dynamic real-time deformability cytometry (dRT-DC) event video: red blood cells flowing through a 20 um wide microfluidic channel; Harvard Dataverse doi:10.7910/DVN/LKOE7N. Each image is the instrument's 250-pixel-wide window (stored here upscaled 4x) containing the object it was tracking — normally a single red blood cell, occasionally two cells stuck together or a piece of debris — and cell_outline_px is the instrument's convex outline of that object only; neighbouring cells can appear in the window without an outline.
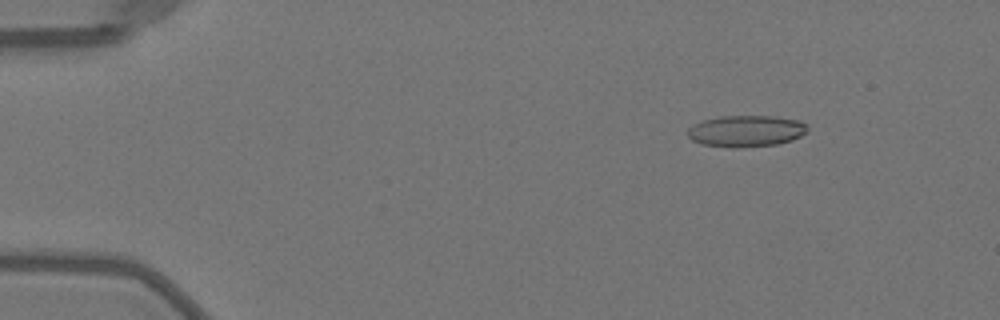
{"species": "Egyptian fruit bat (a non-hibernating species)", "species_latin": "Rousettus aegyptiacus", "temperature_condition": "warm", "stored_images_in_passage": 51, "camera_frame_rate_fps": 3000, "um_per_image_px": 0.085, "animal": {"sex": "female"}, "frame": {"image": 1, "passage_image": 7, "time_ms": 2.0, "image_size_px": [1000, 320], "cell_outline_px": [[808, 132], [792, 140], [776, 144], [740, 148], [732, 148], [700, 144], [692, 140], [688, 136], [688, 128], [692, 124], [704, 120], [720, 116], [772, 116], [800, 120], [808, 124]], "centroid_in_image_um": [63.43, 11.14], "position_along_channel_um": 21.6, "area_um2": 22.25}}
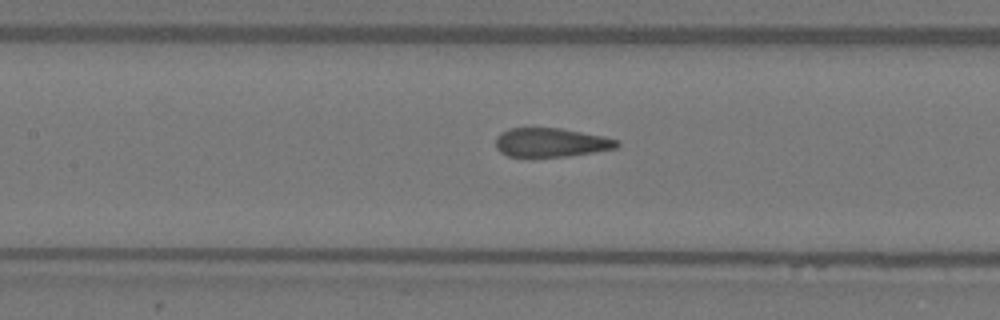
{"frame": {"image": 2, "passage_image": 24, "time_ms": 7.667, "image_size_px": [1000, 320], "cell_outline_px": [[620, 144], [616, 148], [568, 156], [532, 160], [508, 156], [500, 152], [496, 148], [496, 136], [500, 132], [508, 128], [560, 128], [604, 136], [620, 140]], "centroid_in_image_um": [46.77, 12.15], "position_along_channel_um": 160.6, "area_um2": 21.27}}
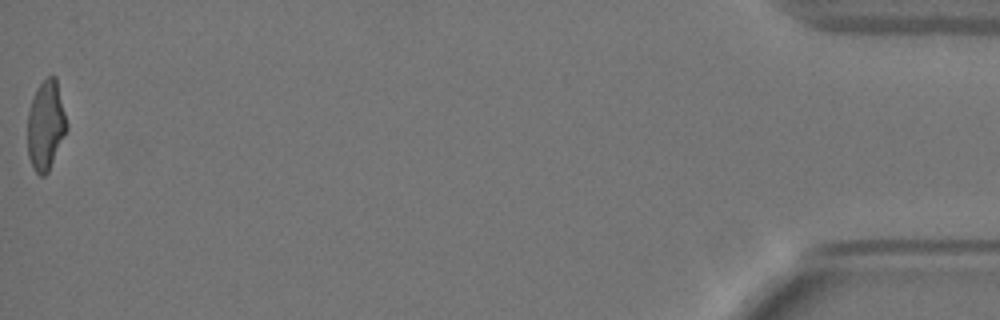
{"frame": {"image": 3, "passage_image": 51, "time_ms": 16.667, "image_size_px": [1000, 320], "cell_outline_px": [[68, 128], [48, 172], [44, 176], [40, 176], [36, 172], [28, 156], [28, 112], [36, 88], [48, 76], [56, 76], [68, 124]], "centroid_in_image_um": [3.91, 10.64], "position_along_channel_um": 431.3, "area_um2": 20.35}, "authors_computed_cell_mechanics": {"area_um2": 21.5016, "velocity_mm_per_s": 4.0574, "shape_relaxation_time_tau1_ms": 9.9167, "shape_relaxation_time_tau2_ms": 0.7685, "deformation_change_tau1": 0.2638, "deformation_change_tau2": 0.0885}}